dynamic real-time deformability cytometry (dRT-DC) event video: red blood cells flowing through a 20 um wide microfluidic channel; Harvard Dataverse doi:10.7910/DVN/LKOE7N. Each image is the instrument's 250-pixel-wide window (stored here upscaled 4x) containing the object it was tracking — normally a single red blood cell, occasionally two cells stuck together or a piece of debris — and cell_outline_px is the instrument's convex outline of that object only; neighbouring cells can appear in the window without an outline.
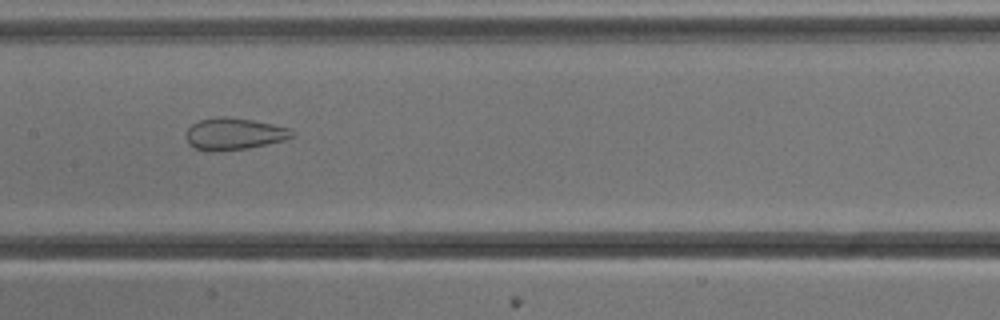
{"species": "common noctule bat (a hibernating species)", "species_latin": "Nyctalus noctula", "temperature_condition": "cold", "stored_images_in_passage": 38, "camera_frame_rate_fps": 3000, "um_per_image_px": 0.085, "animal": {"sex": "male", "body_mass_g": 13.3}, "frame": {"image": 1, "passage_image": 11, "time_ms": 3.333, "image_size_px": [1000, 320], "cell_outline_px": [[296, 136], [284, 140], [248, 148], [220, 152], [216, 152], [192, 148], [188, 144], [188, 128], [192, 124], [200, 120], [216, 116], [224, 116], [252, 120], [292, 128], [296, 132]], "centroid_in_image_um": [19.93, 11.38], "position_along_channel_um": 187.5, "area_um2": 19.88}}
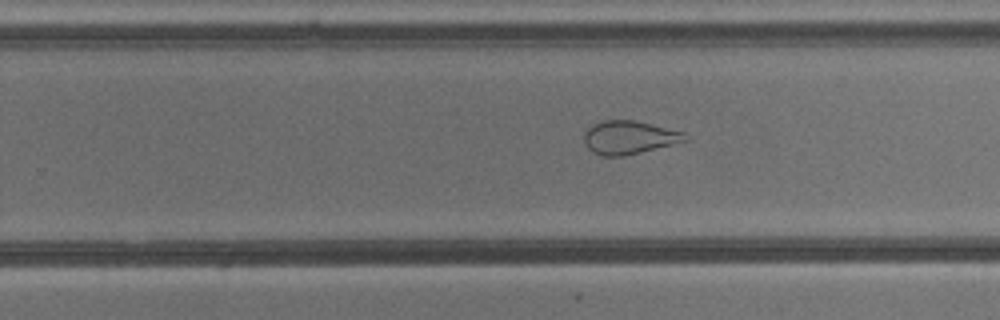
{"frame": {"image": 2, "passage_image": 18, "time_ms": 5.667, "image_size_px": [1000, 320], "cell_outline_px": [[688, 140], [624, 156], [604, 156], [592, 152], [584, 144], [584, 132], [592, 124], [600, 120], [636, 120], [684, 132]], "centroid_in_image_um": [53.42, 11.67], "position_along_channel_um": 276.4, "area_um2": 19.59}}
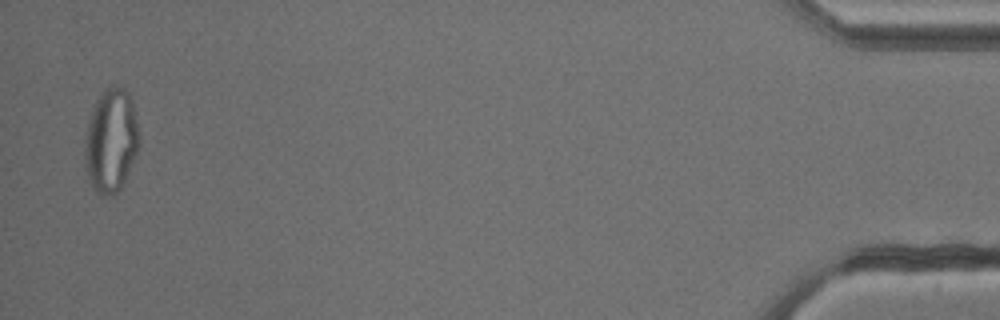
{"frame": {"image": 3, "passage_image": 37, "time_ms": 12.0, "image_size_px": [1000, 320], "cell_outline_px": [[136, 152], [124, 184], [112, 196], [100, 196], [92, 188], [88, 176], [84, 160], [84, 148], [88, 120], [96, 100], [104, 88], [112, 84], [124, 88], [128, 92], [132, 100], [136, 120]], "centroid_in_image_um": [9.39, 11.95], "position_along_channel_um": 425.8, "area_um2": 32.6}, "authors_computed_cell_mechanics": {"area_um2": 23.0333, "velocity_mm_per_s": 3.8321, "shape_relaxation_time_tau1_ms": null, "shape_relaxation_time_tau2_ms": 1.1482, "deformation_change_tau1": null, "deformation_change_tau2": 0.0902}}